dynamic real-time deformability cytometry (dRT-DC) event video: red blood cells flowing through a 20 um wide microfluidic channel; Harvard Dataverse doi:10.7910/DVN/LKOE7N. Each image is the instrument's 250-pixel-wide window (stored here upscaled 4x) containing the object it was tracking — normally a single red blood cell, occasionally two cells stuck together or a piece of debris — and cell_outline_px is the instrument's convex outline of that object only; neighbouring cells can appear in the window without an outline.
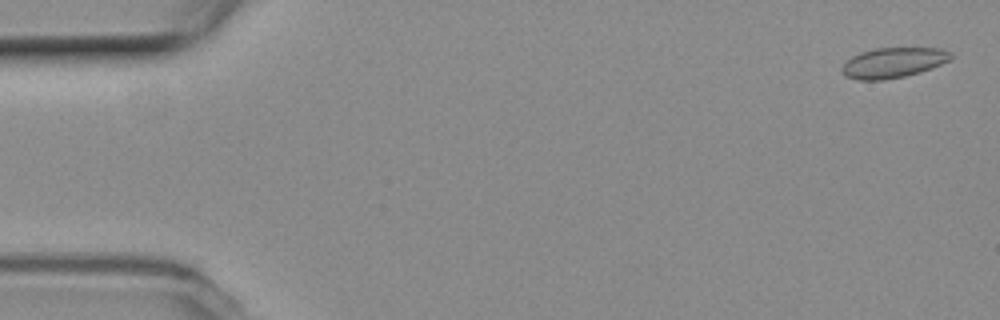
{"species": "common noctule bat (a hibernating species)", "species_latin": "Nyctalus noctula", "temperature_condition": "room temperature", "stored_images_in_passage": 52, "camera_frame_rate_fps": 3000, "um_per_image_px": 0.085, "animal": {"sex": "female", "body_mass_g": 19.3, "forearm_length_mm": 54.1}, "frame": {"image": 1, "passage_image": 2, "time_ms": 0.333, "image_size_px": [1000, 320], "cell_outline_px": [[952, 60], [932, 68], [920, 72], [904, 76], [884, 80], [856, 80], [844, 76], [840, 72], [840, 68], [852, 56], [860, 52], [876, 48], [940, 48], [952, 52]], "centroid_in_image_um": [75.92, 5.33], "position_along_channel_um": 9.1, "area_um2": 19.42}}
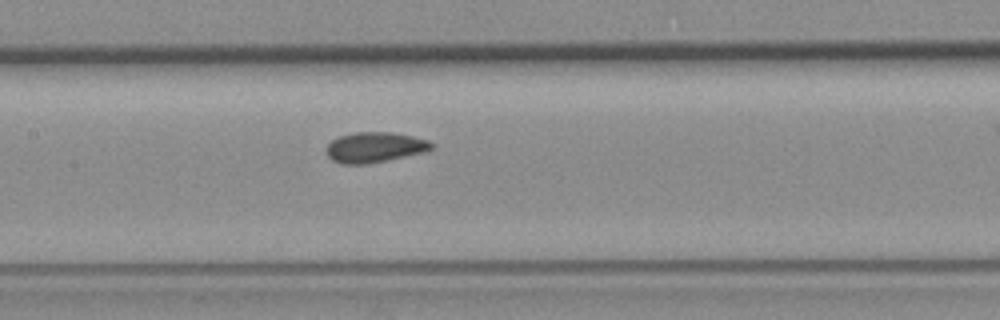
{"frame": {"image": 2, "passage_image": 26, "time_ms": 8.333, "image_size_px": [1000, 320], "cell_outline_px": [[436, 144], [432, 148], [424, 152], [364, 164], [340, 164], [332, 160], [324, 152], [328, 144], [332, 140], [340, 136], [356, 132], [392, 132], [412, 136], [428, 140]], "centroid_in_image_um": [31.83, 12.51], "position_along_channel_um": 175.6, "area_um2": 18.5}}
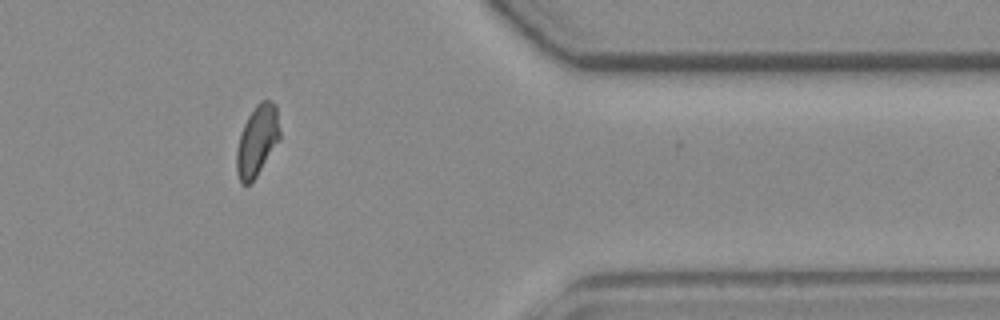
{"frame": {"image": 3, "passage_image": 45, "time_ms": 14.667, "image_size_px": [1000, 320], "cell_outline_px": [[280, 140], [256, 176], [248, 184], [240, 184], [236, 172], [236, 152], [240, 132], [248, 116], [256, 104], [260, 100], [272, 100], [276, 104], [280, 132]], "centroid_in_image_um": [21.85, 11.93], "position_along_channel_um": 389.5, "area_um2": 17.98}, "authors_computed_cell_mechanics": {"area_um2": 18.496, "velocity_mm_per_s": 3.7621, "shape_relaxation_time_tau1_ms": null, "shape_relaxation_time_tau2_ms": 1.4702, "deformation_change_tau1": null, "deformation_change_tau2": 0.0462}}